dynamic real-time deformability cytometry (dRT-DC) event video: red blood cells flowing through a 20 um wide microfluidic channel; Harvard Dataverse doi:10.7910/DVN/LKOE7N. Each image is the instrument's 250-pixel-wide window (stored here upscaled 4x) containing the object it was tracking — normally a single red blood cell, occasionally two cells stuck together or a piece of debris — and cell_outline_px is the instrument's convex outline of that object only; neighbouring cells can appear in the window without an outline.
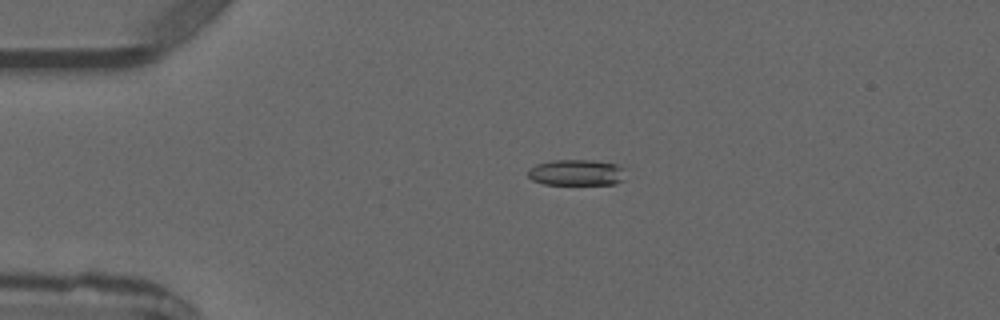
{"species": "common noctule bat (a hibernating species)", "species_latin": "Nyctalus noctula", "temperature_condition": "warm", "stored_images_in_passage": 2, "camera_frame_rate_fps": 3000, "um_per_image_px": 0.085, "animal": {"sex": "male", "forearm_length_mm": 52.5}, "frame": {"image": 1, "passage_image": 2, "time_ms": 1.333, "image_size_px": [1000, 320], "cell_outline_px": [[628, 168], [624, 180], [616, 184], [544, 184], [532, 180], [528, 176], [528, 168], [536, 164], [552, 160], [592, 160], [616, 164]], "centroid_in_image_um": [49.06, 14.66], "position_along_channel_um": 35.9, "area_um2": 15.14}}